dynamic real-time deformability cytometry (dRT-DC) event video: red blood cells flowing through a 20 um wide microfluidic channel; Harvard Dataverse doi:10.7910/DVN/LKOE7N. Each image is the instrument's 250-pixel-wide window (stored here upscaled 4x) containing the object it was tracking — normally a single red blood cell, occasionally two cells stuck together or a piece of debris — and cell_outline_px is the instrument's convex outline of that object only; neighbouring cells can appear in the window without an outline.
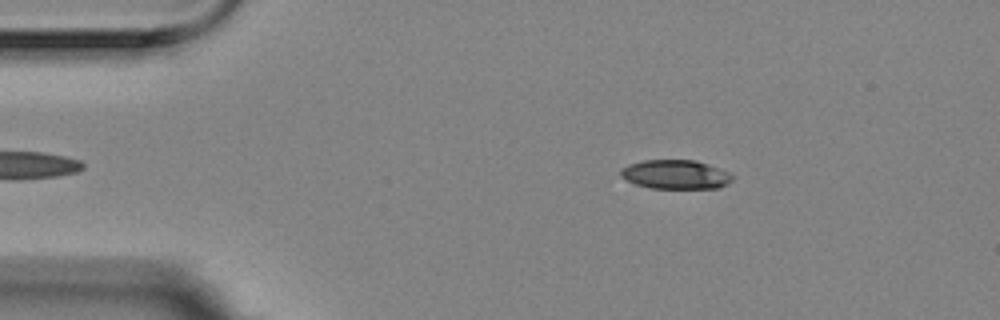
{"species": "Egyptian fruit bat (a non-hibernating species)", "species_latin": "Rousettus aegyptiacus", "temperature_condition": "room temperature", "stored_images_in_passage": 51, "camera_frame_rate_fps": 3000, "um_per_image_px": 0.085, "animal": {"sex": "female"}, "frame": {"image": 1, "passage_image": 4, "time_ms": 1.0, "image_size_px": [1000, 320], "cell_outline_px": [[732, 180], [728, 184], [720, 188], [652, 188], [636, 184], [620, 176], [620, 168], [628, 164], [644, 160], [696, 160], [728, 172], [732, 176]], "centroid_in_image_um": [57.4, 14.83], "position_along_channel_um": 27.6, "area_um2": 18.84}}
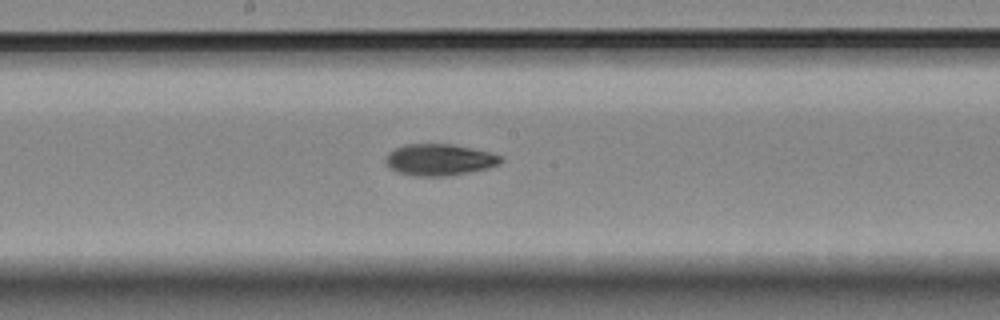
{"frame": {"image": 2, "passage_image": 24, "time_ms": 7.667, "image_size_px": [1000, 320], "cell_outline_px": [[500, 164], [488, 168], [444, 176], [412, 176], [396, 172], [388, 168], [384, 160], [388, 152], [404, 144], [452, 144], [488, 152], [500, 156]], "centroid_in_image_um": [37.26, 13.58], "position_along_channel_um": 210.9, "area_um2": 21.04}}
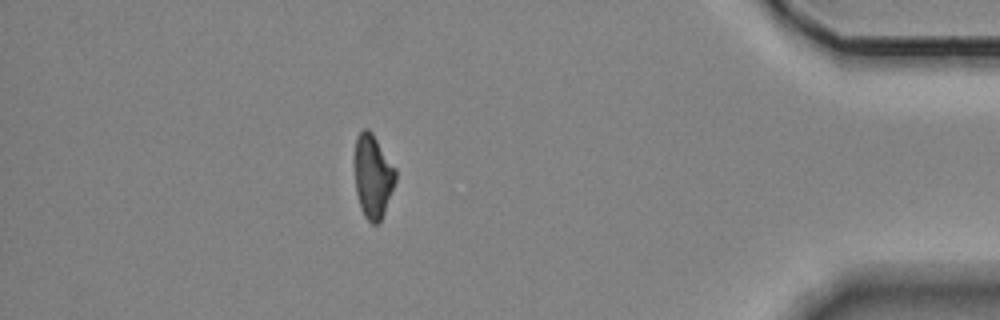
{"frame": {"image": 3, "passage_image": 44, "time_ms": 14.333, "image_size_px": [1000, 320], "cell_outline_px": [[396, 180], [384, 212], [380, 220], [376, 224], [372, 224], [364, 216], [360, 208], [356, 192], [352, 164], [352, 160], [356, 136], [364, 128], [368, 128], [372, 132], [396, 168]], "centroid_in_image_um": [31.65, 14.93], "position_along_channel_um": 403.6, "area_um2": 20.52}, "authors_computed_cell_mechanics": {"area_um2": 20.4612, "velocity_mm_per_s": 3.5468, "shape_relaxation_time_tau1_ms": 7.6545, "shape_relaxation_time_tau2_ms": 9.2716, "deformation_change_tau1": 0.1756, "deformation_change_tau2": 0.1511}}